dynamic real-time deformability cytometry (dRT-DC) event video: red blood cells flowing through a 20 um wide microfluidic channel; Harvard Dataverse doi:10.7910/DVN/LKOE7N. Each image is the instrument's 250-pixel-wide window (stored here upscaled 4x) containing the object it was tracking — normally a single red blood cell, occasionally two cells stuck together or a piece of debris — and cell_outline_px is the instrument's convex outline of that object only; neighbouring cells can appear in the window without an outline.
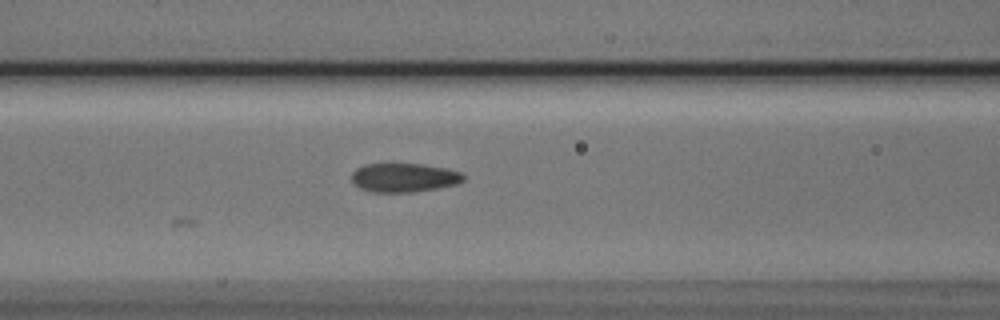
{"species": "Egyptian fruit bat (a non-hibernating species)", "species_latin": "Rousettus aegyptiacus", "temperature_condition": "cold", "stored_images_in_passage": 6, "segment_of_instrument_passage": [1, 2], "camera_frame_rate_fps": 3000, "um_per_image_px": 0.085, "animal": {"sex": "male"}, "frame": {"image": 1, "passage_image": 5, "time_ms": 1.333, "image_size_px": [1000, 320], "cell_outline_px": [[464, 180], [456, 184], [436, 188], [412, 192], [372, 192], [360, 188], [352, 184], [352, 172], [356, 168], [364, 164], [420, 164], [444, 168], [460, 172], [464, 176]], "centroid_in_image_um": [34.29, 15.1], "position_along_channel_um": 132.3, "area_um2": 18.73}}